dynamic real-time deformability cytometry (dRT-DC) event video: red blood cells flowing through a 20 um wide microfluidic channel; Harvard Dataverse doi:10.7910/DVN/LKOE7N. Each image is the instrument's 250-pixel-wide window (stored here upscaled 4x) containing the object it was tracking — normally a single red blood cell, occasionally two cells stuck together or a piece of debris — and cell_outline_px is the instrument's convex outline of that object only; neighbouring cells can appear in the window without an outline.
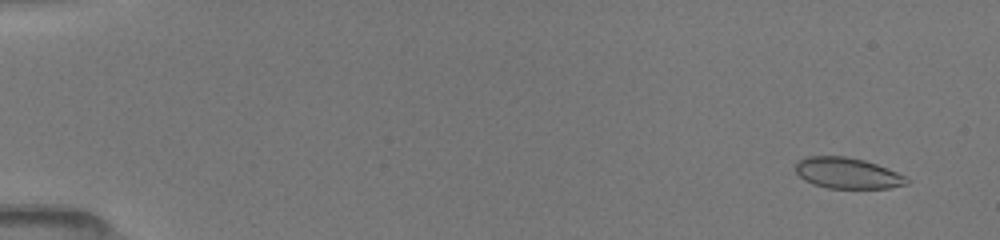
{"species": "common noctule bat (a hibernating species)", "species_latin": "Nyctalus noctula", "temperature_condition": "room temperature", "stored_images_in_passage": 52, "camera_frame_rate_fps": 3000, "um_per_image_px": 0.085, "animal": {"sex": "female", "body_mass_g": 19.5, "forearm_length_mm": 54.1}, "frame": {"image": 1, "passage_image": 4, "time_ms": 1.0, "image_size_px": [1000, 240], "cell_outline_px": [[908, 184], [888, 188], [828, 188], [812, 184], [804, 180], [796, 172], [796, 160], [804, 156], [848, 156], [864, 160], [876, 164], [896, 172], [904, 176], [908, 180]], "centroid_in_image_um": [71.98, 14.71], "position_along_channel_um": 13.0, "area_um2": 20.06}}
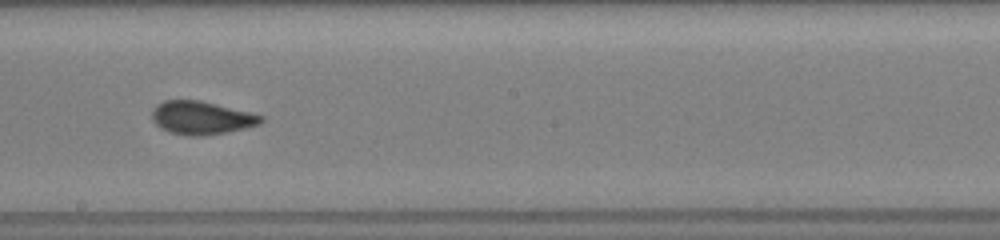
{"frame": {"image": 2, "passage_image": 31, "time_ms": 10.0, "image_size_px": [1000, 240], "cell_outline_px": [[264, 120], [260, 124], [228, 132], [204, 136], [188, 136], [168, 132], [160, 128], [152, 120], [152, 108], [156, 104], [164, 100], [200, 100], [264, 116]], "centroid_in_image_um": [17.08, 10.02], "position_along_channel_um": 231.1, "area_um2": 21.21}}
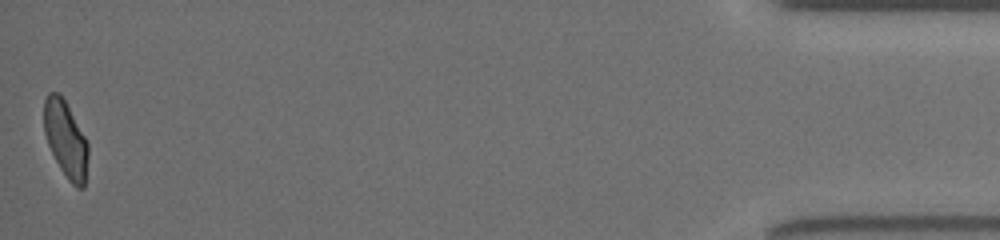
{"frame": {"image": 3, "passage_image": 52, "time_ms": 17.0, "image_size_px": [1000, 240], "cell_outline_px": [[88, 156], [84, 188], [76, 188], [68, 180], [60, 168], [48, 144], [44, 132], [44, 100], [48, 92], [60, 92], [84, 136], [88, 144]], "centroid_in_image_um": [5.58, 11.84], "position_along_channel_um": 429.6, "area_um2": 19.48}, "authors_computed_cell_mechanics": {"area_um2": 20.6924, "velocity_mm_per_s": 4.0468, "shape_relaxation_time_tau1_ms": 10.8253, "shape_relaxation_time_tau2_ms": 0.9413, "deformation_change_tau1": 0.2555, "deformation_change_tau2": 0.0596}}